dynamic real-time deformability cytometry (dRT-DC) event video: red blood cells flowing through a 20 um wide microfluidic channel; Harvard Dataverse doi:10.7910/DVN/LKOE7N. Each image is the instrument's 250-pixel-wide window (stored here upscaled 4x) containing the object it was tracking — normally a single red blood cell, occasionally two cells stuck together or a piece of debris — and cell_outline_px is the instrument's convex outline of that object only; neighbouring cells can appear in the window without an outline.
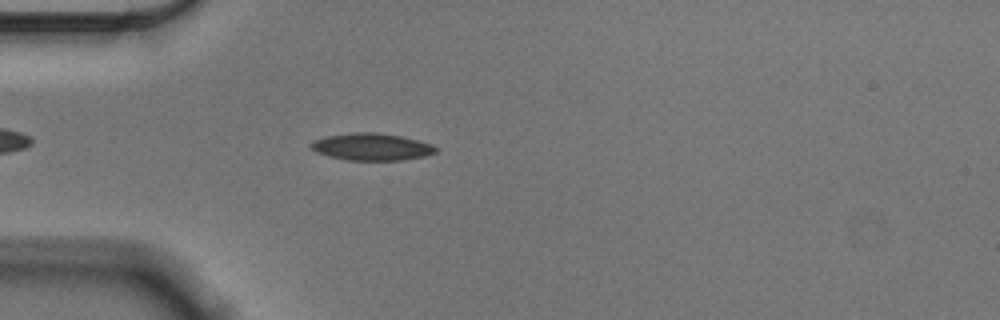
{"species": "Egyptian fruit bat (a non-hibernating species)", "species_latin": "Rousettus aegyptiacus", "temperature_condition": "cold", "stored_images_in_passage": 47, "camera_frame_rate_fps": 3000, "um_per_image_px": 0.085, "animal": {"sex": "male"}, "frame": {"image": 1, "passage_image": 7, "time_ms": 2.0, "image_size_px": [1000, 320], "cell_outline_px": [[436, 152], [424, 156], [400, 160], [348, 160], [328, 156], [316, 152], [308, 144], [312, 140], [328, 136], [356, 132], [376, 132], [400, 136], [432, 144], [436, 148]], "centroid_in_image_um": [31.55, 12.48], "position_along_channel_um": 53.5, "area_um2": 19.54}}
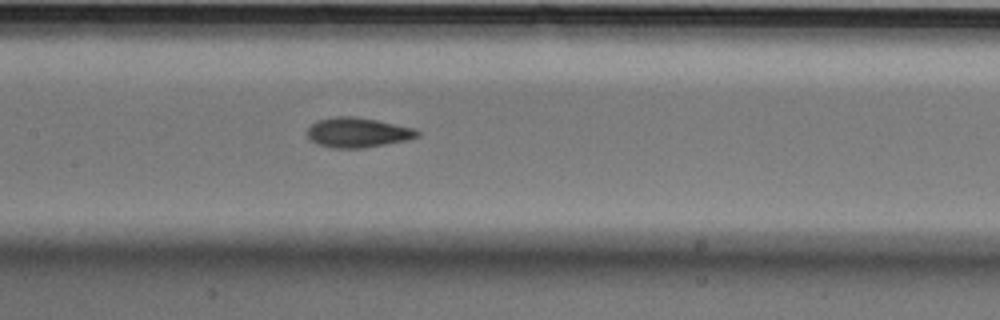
{"frame": {"image": 2, "passage_image": 18, "time_ms": 5.667, "image_size_px": [1000, 320], "cell_outline_px": [[420, 136], [408, 140], [364, 148], [332, 148], [316, 144], [308, 136], [308, 128], [316, 120], [336, 116], [352, 116], [376, 120], [412, 128], [420, 132]], "centroid_in_image_um": [30.39, 11.27], "position_along_channel_um": 177.0, "area_um2": 19.07}}
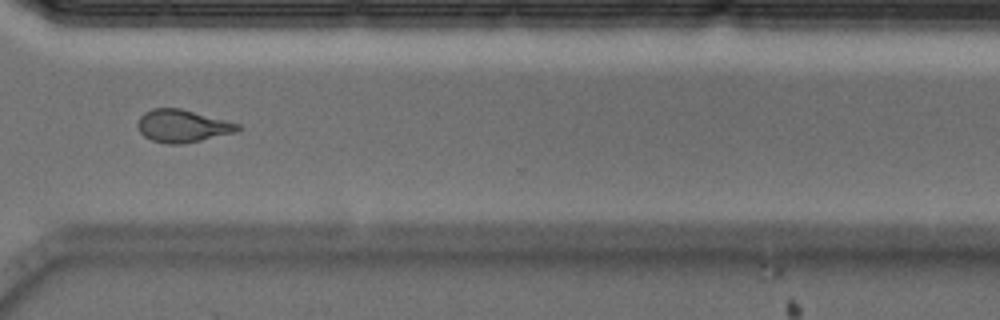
{"frame": {"image": 3, "passage_image": 33, "time_ms": 10.667, "image_size_px": [1000, 320], "cell_outline_px": [[244, 128], [236, 132], [184, 144], [164, 144], [152, 140], [144, 136], [140, 132], [136, 124], [140, 116], [144, 112], [152, 108], [180, 108], [240, 124]], "centroid_in_image_um": [15.5, 10.71], "position_along_channel_um": 355.1, "area_um2": 19.13}, "authors_computed_cell_mechanics": {"area_um2": 18.9006, "velocity_mm_per_s": 3.5692, "shape_relaxation_time_tau1_ms": 4.0865, "shape_relaxation_time_tau2_ms": 2.5472, "deformation_change_tau1": 0.1624, "deformation_change_tau2": 0.0762}}